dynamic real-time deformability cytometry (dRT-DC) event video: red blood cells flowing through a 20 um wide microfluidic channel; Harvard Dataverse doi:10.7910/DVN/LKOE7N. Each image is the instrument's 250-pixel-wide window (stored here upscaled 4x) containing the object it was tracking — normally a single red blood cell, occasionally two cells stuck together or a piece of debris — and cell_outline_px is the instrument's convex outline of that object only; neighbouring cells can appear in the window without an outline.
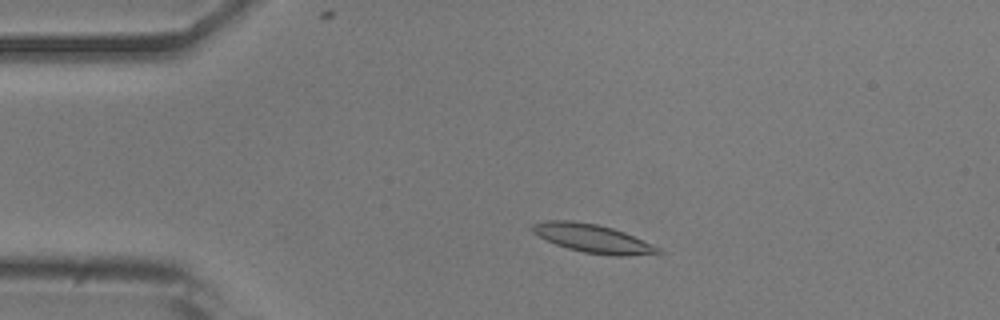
{"species": "common noctule bat (a hibernating species)", "species_latin": "Nyctalus noctula", "temperature_condition": "room temperature", "stored_images_in_passage": 44, "camera_frame_rate_fps": 3000, "um_per_image_px": 0.085, "animal": {"sex": "male", "body_mass_g": 20.5, "forearm_length_mm": 52.5}, "frame": {"image": 1, "passage_image": 2, "time_ms": 0.333, "image_size_px": [1000, 320], "cell_outline_px": [[664, 252], [624, 256], [616, 256], [584, 252], [568, 248], [556, 244], [532, 232], [532, 224], [548, 220], [572, 220], [596, 224], [612, 228], [624, 232], [652, 244], [660, 248]], "centroid_in_image_um": [50.38, 20.26], "position_along_channel_um": 34.6, "area_um2": 20.46}}
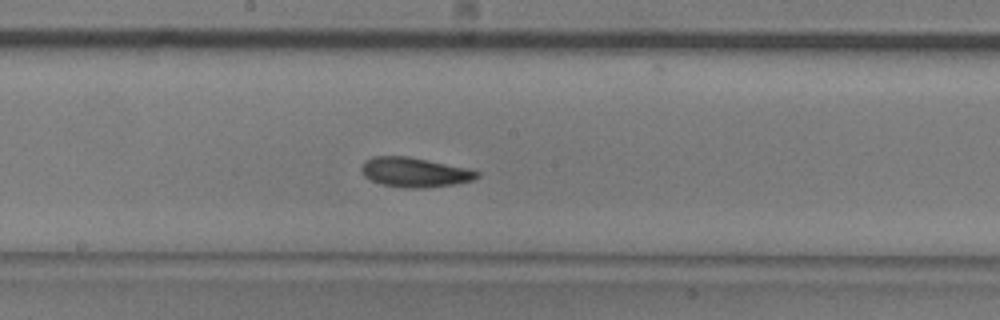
{"frame": {"image": 2, "passage_image": 19, "time_ms": 6.0, "image_size_px": [1000, 320], "cell_outline_px": [[480, 176], [472, 180], [456, 184], [424, 188], [400, 188], [384, 184], [372, 180], [364, 176], [360, 172], [360, 168], [364, 160], [372, 156], [408, 156], [468, 168], [480, 172]], "centroid_in_image_um": [35.23, 14.64], "position_along_channel_um": 213.0, "area_um2": 20.11}}
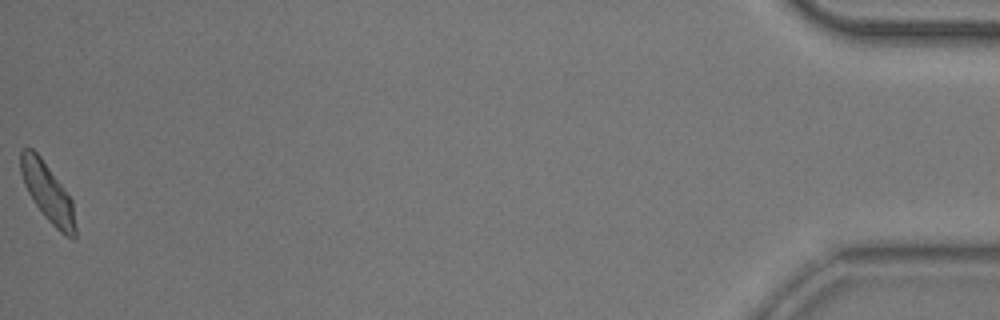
{"frame": {"image": 3, "passage_image": 44, "time_ms": 14.333, "image_size_px": [1000, 320], "cell_outline_px": [[76, 236], [72, 240], [64, 236], [44, 216], [28, 192], [24, 184], [20, 172], [20, 148], [32, 148], [40, 156], [64, 188], [72, 200], [76, 228]], "centroid_in_image_um": [4.05, 16.37], "position_along_channel_um": 431.1, "area_um2": 18.61}, "authors_computed_cell_mechanics": {"area_um2": 19.2185, "velocity_mm_per_s": 3.8118, "shape_relaxation_time_tau1_ms": 4.5607, "shape_relaxation_time_tau2_ms": 3.6637, "deformation_change_tau1": 0.1346, "deformation_change_tau2": 0.0961}}